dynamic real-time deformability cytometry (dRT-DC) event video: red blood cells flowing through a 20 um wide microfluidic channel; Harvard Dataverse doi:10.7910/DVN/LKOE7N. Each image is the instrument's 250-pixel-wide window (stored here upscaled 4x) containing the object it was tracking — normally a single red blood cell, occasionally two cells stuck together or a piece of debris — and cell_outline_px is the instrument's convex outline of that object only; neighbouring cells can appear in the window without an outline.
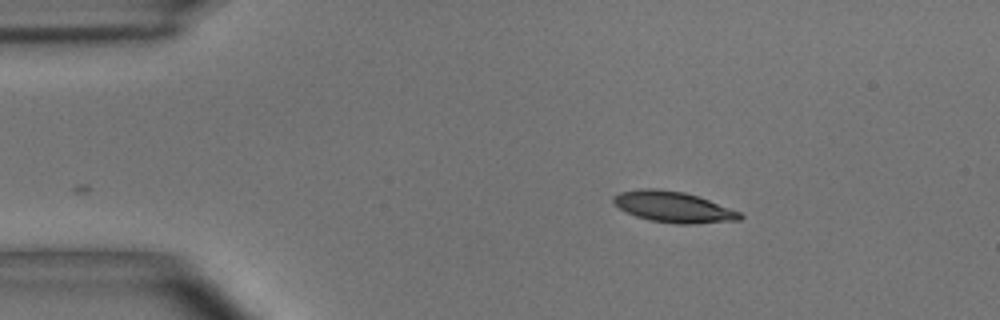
{"species": "common noctule bat (a hibernating species)", "species_latin": "Nyctalus noctula", "temperature_condition": "room temperature", "stored_images_in_passage": 42, "camera_frame_rate_fps": 3000, "um_per_image_px": 0.085, "animal": {"sex": "male", "body_mass_g": 15.6}, "frame": {"image": 1, "passage_image": 1, "time_ms": 0.0, "image_size_px": [1000, 320], "cell_outline_px": [[744, 216], [740, 220], [692, 224], [676, 224], [648, 220], [636, 216], [620, 208], [612, 200], [612, 196], [620, 192], [644, 188], [656, 188], [684, 192], [708, 200], [740, 212]], "centroid_in_image_um": [57.23, 17.59], "position_along_channel_um": 27.8, "area_um2": 22.6}}
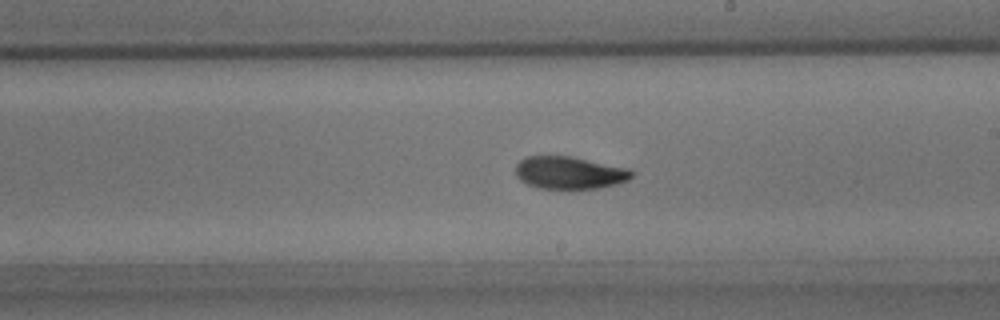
{"frame": {"image": 2, "passage_image": 23, "time_ms": 7.333, "image_size_px": [1000, 320], "cell_outline_px": [[636, 172], [628, 180], [616, 184], [600, 188], [540, 188], [528, 184], [520, 180], [516, 176], [516, 164], [520, 160], [528, 156], [568, 156], [628, 168]], "centroid_in_image_um": [48.41, 14.68], "position_along_channel_um": 240.6, "area_um2": 21.79}}
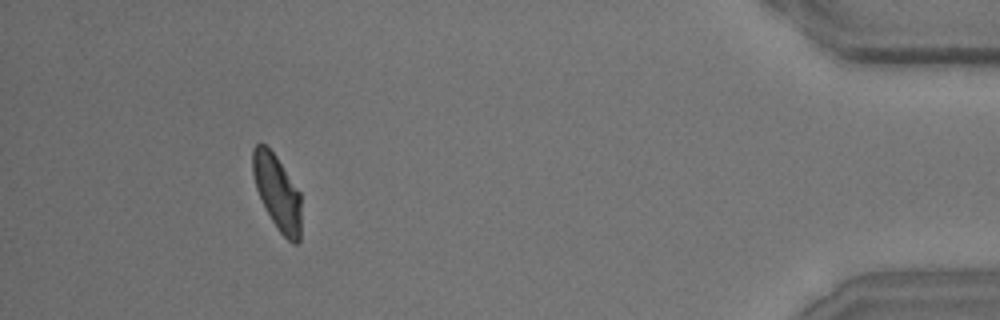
{"frame": {"image": 3, "passage_image": 42, "time_ms": 13.667, "image_size_px": [1000, 320], "cell_outline_px": [[300, 240], [296, 244], [292, 244], [276, 228], [256, 188], [252, 172], [252, 148], [260, 140], [276, 156], [300, 192]], "centroid_in_image_um": [23.55, 16.33], "position_along_channel_um": 411.6, "area_um2": 20.98}, "authors_computed_cell_mechanics": {"area_um2": 22.3397, "velocity_mm_per_s": 3.6588, "shape_relaxation_time_tau1_ms": 3.4446, "shape_relaxation_time_tau2_ms": 2.5358, "deformation_change_tau1": 0.1301, "deformation_change_tau2": 0.0634}}